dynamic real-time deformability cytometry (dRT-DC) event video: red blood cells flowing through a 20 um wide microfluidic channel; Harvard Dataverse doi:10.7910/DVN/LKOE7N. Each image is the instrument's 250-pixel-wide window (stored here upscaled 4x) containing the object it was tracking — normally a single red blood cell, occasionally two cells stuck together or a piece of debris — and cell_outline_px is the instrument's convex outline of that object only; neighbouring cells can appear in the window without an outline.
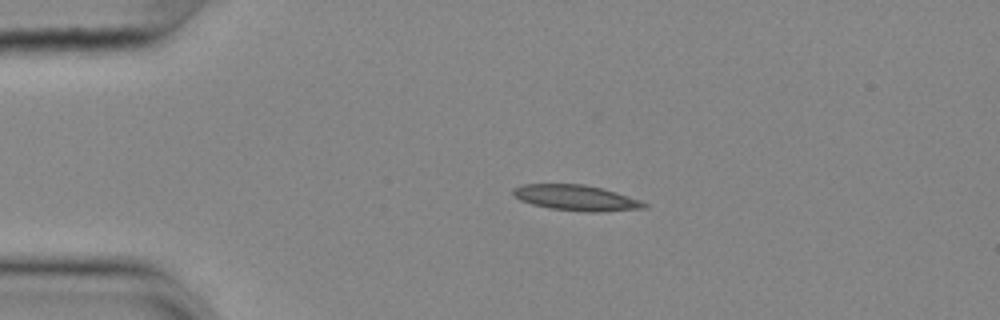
{"species": "common noctule bat (a hibernating species)", "species_latin": "Nyctalus noctula", "temperature_condition": "cold", "stored_images_in_passage": 44, "camera_frame_rate_fps": 3000, "um_per_image_px": 0.085, "animal": {"sex": "female", "body_mass_g": 25.1}, "frame": {"image": 1, "passage_image": 1, "time_ms": 0.0, "image_size_px": [1000, 320], "cell_outline_px": [[648, 208], [600, 212], [588, 212], [548, 208], [532, 204], [520, 200], [512, 192], [512, 188], [524, 184], [584, 184], [616, 192], [640, 200], [648, 204]], "centroid_in_image_um": [48.99, 16.82], "position_along_channel_um": 36.0, "area_um2": 19.54}}
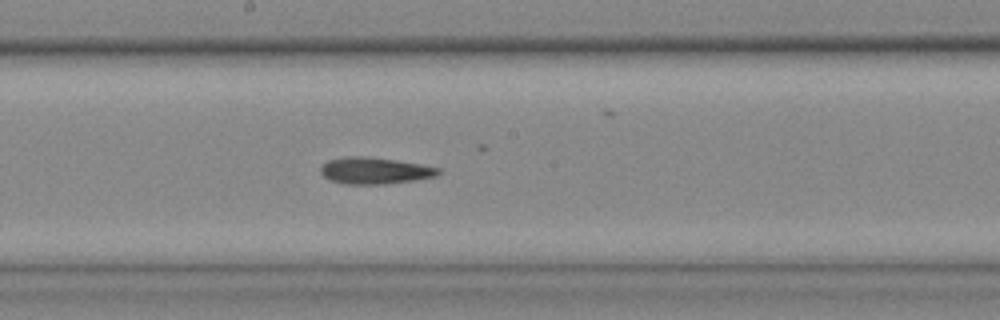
{"frame": {"image": 2, "passage_image": 19, "time_ms": 6.0, "image_size_px": [1000, 320], "cell_outline_px": [[440, 172], [436, 176], [412, 180], [384, 184], [344, 184], [332, 180], [324, 176], [320, 172], [320, 168], [328, 160], [352, 156], [364, 156], [396, 160], [420, 164], [440, 168]], "centroid_in_image_um": [31.85, 14.5], "position_along_channel_um": 216.4, "area_um2": 17.98}}
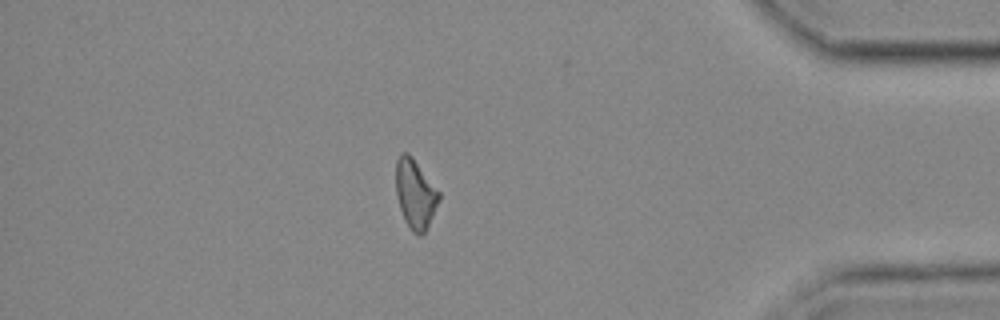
{"frame": {"image": 3, "passage_image": 37, "time_ms": 12.0, "image_size_px": [1000, 320], "cell_outline_px": [[440, 200], [424, 232], [420, 236], [416, 236], [412, 232], [404, 220], [396, 196], [396, 160], [400, 152], [408, 152], [412, 156], [440, 192]], "centroid_in_image_um": [35.28, 16.47], "position_along_channel_um": 399.9, "area_um2": 17.46}}